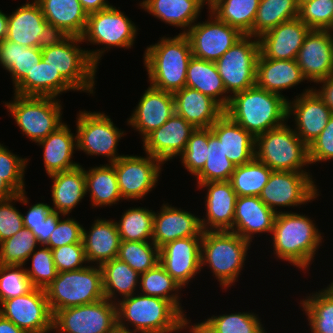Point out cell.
<instances>
[{"label":"cell","instance_id":"obj_1","mask_svg":"<svg viewBox=\"0 0 333 333\" xmlns=\"http://www.w3.org/2000/svg\"><path fill=\"white\" fill-rule=\"evenodd\" d=\"M224 113L256 138L286 124L288 99L255 85L232 95Z\"/></svg>","mask_w":333,"mask_h":333},{"label":"cell","instance_id":"obj_2","mask_svg":"<svg viewBox=\"0 0 333 333\" xmlns=\"http://www.w3.org/2000/svg\"><path fill=\"white\" fill-rule=\"evenodd\" d=\"M137 295V296H136ZM117 329L135 333H172L190 326L186 317L168 300L136 294L118 300ZM126 321L135 329L129 330Z\"/></svg>","mask_w":333,"mask_h":333},{"label":"cell","instance_id":"obj_3","mask_svg":"<svg viewBox=\"0 0 333 333\" xmlns=\"http://www.w3.org/2000/svg\"><path fill=\"white\" fill-rule=\"evenodd\" d=\"M81 42V37L55 36L42 46L41 60L60 72L75 90L92 94L97 64L106 50H83L77 46Z\"/></svg>","mask_w":333,"mask_h":333},{"label":"cell","instance_id":"obj_4","mask_svg":"<svg viewBox=\"0 0 333 333\" xmlns=\"http://www.w3.org/2000/svg\"><path fill=\"white\" fill-rule=\"evenodd\" d=\"M187 36L162 37L146 48L144 65L150 85L165 92L175 93L186 86V71L192 57Z\"/></svg>","mask_w":333,"mask_h":333},{"label":"cell","instance_id":"obj_5","mask_svg":"<svg viewBox=\"0 0 333 333\" xmlns=\"http://www.w3.org/2000/svg\"><path fill=\"white\" fill-rule=\"evenodd\" d=\"M319 232L307 216L281 211L276 215L272 231L274 254L304 271L322 243Z\"/></svg>","mask_w":333,"mask_h":333},{"label":"cell","instance_id":"obj_6","mask_svg":"<svg viewBox=\"0 0 333 333\" xmlns=\"http://www.w3.org/2000/svg\"><path fill=\"white\" fill-rule=\"evenodd\" d=\"M250 245L248 240L230 230L203 231L201 268L207 264L220 285L228 288L236 282Z\"/></svg>","mask_w":333,"mask_h":333},{"label":"cell","instance_id":"obj_7","mask_svg":"<svg viewBox=\"0 0 333 333\" xmlns=\"http://www.w3.org/2000/svg\"><path fill=\"white\" fill-rule=\"evenodd\" d=\"M48 305L54 315L58 310L97 302L103 298L100 266L59 272L45 288Z\"/></svg>","mask_w":333,"mask_h":333},{"label":"cell","instance_id":"obj_8","mask_svg":"<svg viewBox=\"0 0 333 333\" xmlns=\"http://www.w3.org/2000/svg\"><path fill=\"white\" fill-rule=\"evenodd\" d=\"M255 158L273 171L306 172L310 164L308 146L286 124L255 138Z\"/></svg>","mask_w":333,"mask_h":333},{"label":"cell","instance_id":"obj_9","mask_svg":"<svg viewBox=\"0 0 333 333\" xmlns=\"http://www.w3.org/2000/svg\"><path fill=\"white\" fill-rule=\"evenodd\" d=\"M5 107L15 123L35 143L56 131L62 123V106L53 97L22 96L14 94V100Z\"/></svg>","mask_w":333,"mask_h":333},{"label":"cell","instance_id":"obj_10","mask_svg":"<svg viewBox=\"0 0 333 333\" xmlns=\"http://www.w3.org/2000/svg\"><path fill=\"white\" fill-rule=\"evenodd\" d=\"M251 38L243 35L215 62L227 93L234 95L256 85L260 47L258 38Z\"/></svg>","mask_w":333,"mask_h":333},{"label":"cell","instance_id":"obj_11","mask_svg":"<svg viewBox=\"0 0 333 333\" xmlns=\"http://www.w3.org/2000/svg\"><path fill=\"white\" fill-rule=\"evenodd\" d=\"M116 303L103 298L58 310L53 315V330L57 333H114L117 330Z\"/></svg>","mask_w":333,"mask_h":333},{"label":"cell","instance_id":"obj_12","mask_svg":"<svg viewBox=\"0 0 333 333\" xmlns=\"http://www.w3.org/2000/svg\"><path fill=\"white\" fill-rule=\"evenodd\" d=\"M77 149L88 155H103L109 163L116 162L121 156L117 146L124 132L117 128L111 118L101 112L80 111L77 115Z\"/></svg>","mask_w":333,"mask_h":333},{"label":"cell","instance_id":"obj_13","mask_svg":"<svg viewBox=\"0 0 333 333\" xmlns=\"http://www.w3.org/2000/svg\"><path fill=\"white\" fill-rule=\"evenodd\" d=\"M318 190L308 172L272 171L259 198L278 214L275 207L307 204L319 195Z\"/></svg>","mask_w":333,"mask_h":333},{"label":"cell","instance_id":"obj_14","mask_svg":"<svg viewBox=\"0 0 333 333\" xmlns=\"http://www.w3.org/2000/svg\"><path fill=\"white\" fill-rule=\"evenodd\" d=\"M0 306V314L26 333L53 331V314L45 289L33 288L27 294L2 301Z\"/></svg>","mask_w":333,"mask_h":333},{"label":"cell","instance_id":"obj_15","mask_svg":"<svg viewBox=\"0 0 333 333\" xmlns=\"http://www.w3.org/2000/svg\"><path fill=\"white\" fill-rule=\"evenodd\" d=\"M137 28L123 12L114 6L88 14L82 41L112 47L131 48ZM112 46V47H111Z\"/></svg>","mask_w":333,"mask_h":333},{"label":"cell","instance_id":"obj_16","mask_svg":"<svg viewBox=\"0 0 333 333\" xmlns=\"http://www.w3.org/2000/svg\"><path fill=\"white\" fill-rule=\"evenodd\" d=\"M146 155H123L112 163L123 200L144 198L156 186L163 163L150 154Z\"/></svg>","mask_w":333,"mask_h":333},{"label":"cell","instance_id":"obj_17","mask_svg":"<svg viewBox=\"0 0 333 333\" xmlns=\"http://www.w3.org/2000/svg\"><path fill=\"white\" fill-rule=\"evenodd\" d=\"M209 13L211 20L194 23L185 35L194 57L216 62L243 34Z\"/></svg>","mask_w":333,"mask_h":333},{"label":"cell","instance_id":"obj_18","mask_svg":"<svg viewBox=\"0 0 333 333\" xmlns=\"http://www.w3.org/2000/svg\"><path fill=\"white\" fill-rule=\"evenodd\" d=\"M202 236L168 242L159 249V263L184 288L201 271Z\"/></svg>","mask_w":333,"mask_h":333},{"label":"cell","instance_id":"obj_19","mask_svg":"<svg viewBox=\"0 0 333 333\" xmlns=\"http://www.w3.org/2000/svg\"><path fill=\"white\" fill-rule=\"evenodd\" d=\"M32 2L21 5L8 15L6 39L24 47H42L56 35L46 21L40 5L35 0Z\"/></svg>","mask_w":333,"mask_h":333},{"label":"cell","instance_id":"obj_20","mask_svg":"<svg viewBox=\"0 0 333 333\" xmlns=\"http://www.w3.org/2000/svg\"><path fill=\"white\" fill-rule=\"evenodd\" d=\"M292 114L296 124L294 131L309 146L325 129L333 113L311 87L296 96L293 102L288 100V118Z\"/></svg>","mask_w":333,"mask_h":333},{"label":"cell","instance_id":"obj_21","mask_svg":"<svg viewBox=\"0 0 333 333\" xmlns=\"http://www.w3.org/2000/svg\"><path fill=\"white\" fill-rule=\"evenodd\" d=\"M297 64L304 77L317 83L333 74V34L329 30H310L299 49Z\"/></svg>","mask_w":333,"mask_h":333},{"label":"cell","instance_id":"obj_22","mask_svg":"<svg viewBox=\"0 0 333 333\" xmlns=\"http://www.w3.org/2000/svg\"><path fill=\"white\" fill-rule=\"evenodd\" d=\"M195 129L191 123L174 113L161 127L142 140L145 153L164 164L182 154Z\"/></svg>","mask_w":333,"mask_h":333},{"label":"cell","instance_id":"obj_23","mask_svg":"<svg viewBox=\"0 0 333 333\" xmlns=\"http://www.w3.org/2000/svg\"><path fill=\"white\" fill-rule=\"evenodd\" d=\"M310 30L298 17L282 22L258 38L260 54L273 60H295Z\"/></svg>","mask_w":333,"mask_h":333},{"label":"cell","instance_id":"obj_24","mask_svg":"<svg viewBox=\"0 0 333 333\" xmlns=\"http://www.w3.org/2000/svg\"><path fill=\"white\" fill-rule=\"evenodd\" d=\"M198 188H206V218L200 219L203 231L231 230L233 228L237 194L230 181L198 183Z\"/></svg>","mask_w":333,"mask_h":333},{"label":"cell","instance_id":"obj_25","mask_svg":"<svg viewBox=\"0 0 333 333\" xmlns=\"http://www.w3.org/2000/svg\"><path fill=\"white\" fill-rule=\"evenodd\" d=\"M175 113L173 93L149 85L128 119V125L139 131L144 139L161 127Z\"/></svg>","mask_w":333,"mask_h":333},{"label":"cell","instance_id":"obj_26","mask_svg":"<svg viewBox=\"0 0 333 333\" xmlns=\"http://www.w3.org/2000/svg\"><path fill=\"white\" fill-rule=\"evenodd\" d=\"M200 219L188 211L163 204L159 213L154 212L152 241L160 249L176 239L202 236Z\"/></svg>","mask_w":333,"mask_h":333},{"label":"cell","instance_id":"obj_27","mask_svg":"<svg viewBox=\"0 0 333 333\" xmlns=\"http://www.w3.org/2000/svg\"><path fill=\"white\" fill-rule=\"evenodd\" d=\"M276 215L257 196L237 197L233 228L230 231L252 242L256 233H272Z\"/></svg>","mask_w":333,"mask_h":333},{"label":"cell","instance_id":"obj_28","mask_svg":"<svg viewBox=\"0 0 333 333\" xmlns=\"http://www.w3.org/2000/svg\"><path fill=\"white\" fill-rule=\"evenodd\" d=\"M56 36L81 37L88 14L79 0H35Z\"/></svg>","mask_w":333,"mask_h":333},{"label":"cell","instance_id":"obj_29","mask_svg":"<svg viewBox=\"0 0 333 333\" xmlns=\"http://www.w3.org/2000/svg\"><path fill=\"white\" fill-rule=\"evenodd\" d=\"M175 113L195 128H210L223 114L224 108L210 96L184 87L173 93Z\"/></svg>","mask_w":333,"mask_h":333},{"label":"cell","instance_id":"obj_30","mask_svg":"<svg viewBox=\"0 0 333 333\" xmlns=\"http://www.w3.org/2000/svg\"><path fill=\"white\" fill-rule=\"evenodd\" d=\"M210 129L235 166L248 163L255 157V138L227 114L224 113Z\"/></svg>","mask_w":333,"mask_h":333},{"label":"cell","instance_id":"obj_31","mask_svg":"<svg viewBox=\"0 0 333 333\" xmlns=\"http://www.w3.org/2000/svg\"><path fill=\"white\" fill-rule=\"evenodd\" d=\"M120 235L113 220L96 219L90 231L82 229V243L87 263L95 262L101 266L117 258L120 247Z\"/></svg>","mask_w":333,"mask_h":333},{"label":"cell","instance_id":"obj_32","mask_svg":"<svg viewBox=\"0 0 333 333\" xmlns=\"http://www.w3.org/2000/svg\"><path fill=\"white\" fill-rule=\"evenodd\" d=\"M307 80L295 60H273L259 54L257 60L256 85L279 95Z\"/></svg>","mask_w":333,"mask_h":333},{"label":"cell","instance_id":"obj_33","mask_svg":"<svg viewBox=\"0 0 333 333\" xmlns=\"http://www.w3.org/2000/svg\"><path fill=\"white\" fill-rule=\"evenodd\" d=\"M38 145L44 149L43 162L48 176L80 165L71 160L74 150H77L76 135L74 136L65 123L39 141Z\"/></svg>","mask_w":333,"mask_h":333},{"label":"cell","instance_id":"obj_34","mask_svg":"<svg viewBox=\"0 0 333 333\" xmlns=\"http://www.w3.org/2000/svg\"><path fill=\"white\" fill-rule=\"evenodd\" d=\"M49 177L53 180L52 210L67 216L86 195L84 168L79 165L71 170L51 174Z\"/></svg>","mask_w":333,"mask_h":333},{"label":"cell","instance_id":"obj_35","mask_svg":"<svg viewBox=\"0 0 333 333\" xmlns=\"http://www.w3.org/2000/svg\"><path fill=\"white\" fill-rule=\"evenodd\" d=\"M204 3L203 0H143L139 6L163 22L183 28L185 34L199 17Z\"/></svg>","mask_w":333,"mask_h":333},{"label":"cell","instance_id":"obj_36","mask_svg":"<svg viewBox=\"0 0 333 333\" xmlns=\"http://www.w3.org/2000/svg\"><path fill=\"white\" fill-rule=\"evenodd\" d=\"M76 91L50 64L40 60L31 73L14 88L17 95L57 98L62 92Z\"/></svg>","mask_w":333,"mask_h":333},{"label":"cell","instance_id":"obj_37","mask_svg":"<svg viewBox=\"0 0 333 333\" xmlns=\"http://www.w3.org/2000/svg\"><path fill=\"white\" fill-rule=\"evenodd\" d=\"M186 87L210 96L224 109L229 104L231 95H225L228 93L215 62L192 56L186 71Z\"/></svg>","mask_w":333,"mask_h":333},{"label":"cell","instance_id":"obj_38","mask_svg":"<svg viewBox=\"0 0 333 333\" xmlns=\"http://www.w3.org/2000/svg\"><path fill=\"white\" fill-rule=\"evenodd\" d=\"M86 194L90 193L92 206L102 207L117 204L122 199L117 175L112 163L85 170Z\"/></svg>","mask_w":333,"mask_h":333},{"label":"cell","instance_id":"obj_39","mask_svg":"<svg viewBox=\"0 0 333 333\" xmlns=\"http://www.w3.org/2000/svg\"><path fill=\"white\" fill-rule=\"evenodd\" d=\"M42 47H24L7 39L0 43V64L12 76L16 87L41 60Z\"/></svg>","mask_w":333,"mask_h":333},{"label":"cell","instance_id":"obj_40","mask_svg":"<svg viewBox=\"0 0 333 333\" xmlns=\"http://www.w3.org/2000/svg\"><path fill=\"white\" fill-rule=\"evenodd\" d=\"M254 313L238 312L212 316L190 326L191 333H267Z\"/></svg>","mask_w":333,"mask_h":333},{"label":"cell","instance_id":"obj_41","mask_svg":"<svg viewBox=\"0 0 333 333\" xmlns=\"http://www.w3.org/2000/svg\"><path fill=\"white\" fill-rule=\"evenodd\" d=\"M102 270L103 292L106 299L116 302V293L123 298L135 294L140 274L124 261L114 258L100 266ZM115 300V301H114Z\"/></svg>","mask_w":333,"mask_h":333},{"label":"cell","instance_id":"obj_42","mask_svg":"<svg viewBox=\"0 0 333 333\" xmlns=\"http://www.w3.org/2000/svg\"><path fill=\"white\" fill-rule=\"evenodd\" d=\"M260 0H215L210 12L247 35L253 28Z\"/></svg>","mask_w":333,"mask_h":333},{"label":"cell","instance_id":"obj_43","mask_svg":"<svg viewBox=\"0 0 333 333\" xmlns=\"http://www.w3.org/2000/svg\"><path fill=\"white\" fill-rule=\"evenodd\" d=\"M297 0H260L252 30L247 34L259 38L285 21L297 18Z\"/></svg>","mask_w":333,"mask_h":333},{"label":"cell","instance_id":"obj_44","mask_svg":"<svg viewBox=\"0 0 333 333\" xmlns=\"http://www.w3.org/2000/svg\"><path fill=\"white\" fill-rule=\"evenodd\" d=\"M330 284L300 302L311 333H333V282Z\"/></svg>","mask_w":333,"mask_h":333},{"label":"cell","instance_id":"obj_45","mask_svg":"<svg viewBox=\"0 0 333 333\" xmlns=\"http://www.w3.org/2000/svg\"><path fill=\"white\" fill-rule=\"evenodd\" d=\"M272 171L254 157L250 162L236 166L229 181L238 197H259Z\"/></svg>","mask_w":333,"mask_h":333},{"label":"cell","instance_id":"obj_46","mask_svg":"<svg viewBox=\"0 0 333 333\" xmlns=\"http://www.w3.org/2000/svg\"><path fill=\"white\" fill-rule=\"evenodd\" d=\"M139 284L141 294L160 297L170 301L186 317L180 306V297L177 294L182 287L166 272L160 263L145 273L140 274Z\"/></svg>","mask_w":333,"mask_h":333},{"label":"cell","instance_id":"obj_47","mask_svg":"<svg viewBox=\"0 0 333 333\" xmlns=\"http://www.w3.org/2000/svg\"><path fill=\"white\" fill-rule=\"evenodd\" d=\"M207 160L203 169L195 176L198 183L229 181L236 166L226 157L222 144L208 128Z\"/></svg>","mask_w":333,"mask_h":333},{"label":"cell","instance_id":"obj_48","mask_svg":"<svg viewBox=\"0 0 333 333\" xmlns=\"http://www.w3.org/2000/svg\"><path fill=\"white\" fill-rule=\"evenodd\" d=\"M115 222L122 241H152L154 211L134 207L126 210Z\"/></svg>","mask_w":333,"mask_h":333},{"label":"cell","instance_id":"obj_49","mask_svg":"<svg viewBox=\"0 0 333 333\" xmlns=\"http://www.w3.org/2000/svg\"><path fill=\"white\" fill-rule=\"evenodd\" d=\"M117 258L142 274L159 263V248L153 241L121 240Z\"/></svg>","mask_w":333,"mask_h":333},{"label":"cell","instance_id":"obj_50","mask_svg":"<svg viewBox=\"0 0 333 333\" xmlns=\"http://www.w3.org/2000/svg\"><path fill=\"white\" fill-rule=\"evenodd\" d=\"M38 245L34 234L23 227L0 243V265H24Z\"/></svg>","mask_w":333,"mask_h":333},{"label":"cell","instance_id":"obj_51","mask_svg":"<svg viewBox=\"0 0 333 333\" xmlns=\"http://www.w3.org/2000/svg\"><path fill=\"white\" fill-rule=\"evenodd\" d=\"M24 268L23 265H0V303L34 288Z\"/></svg>","mask_w":333,"mask_h":333},{"label":"cell","instance_id":"obj_52","mask_svg":"<svg viewBox=\"0 0 333 333\" xmlns=\"http://www.w3.org/2000/svg\"><path fill=\"white\" fill-rule=\"evenodd\" d=\"M41 247L29 256L32 257V265L30 269L25 268V271L34 288L45 289L56 278L58 272L51 249L44 245Z\"/></svg>","mask_w":333,"mask_h":333},{"label":"cell","instance_id":"obj_53","mask_svg":"<svg viewBox=\"0 0 333 333\" xmlns=\"http://www.w3.org/2000/svg\"><path fill=\"white\" fill-rule=\"evenodd\" d=\"M208 148V128H196L180 155L183 166L192 175L196 176L203 169Z\"/></svg>","mask_w":333,"mask_h":333},{"label":"cell","instance_id":"obj_54","mask_svg":"<svg viewBox=\"0 0 333 333\" xmlns=\"http://www.w3.org/2000/svg\"><path fill=\"white\" fill-rule=\"evenodd\" d=\"M298 18L311 30H333V0H312L299 6Z\"/></svg>","mask_w":333,"mask_h":333},{"label":"cell","instance_id":"obj_55","mask_svg":"<svg viewBox=\"0 0 333 333\" xmlns=\"http://www.w3.org/2000/svg\"><path fill=\"white\" fill-rule=\"evenodd\" d=\"M28 159L19 157L6 146L0 149V176L17 194L25 191V168Z\"/></svg>","mask_w":333,"mask_h":333},{"label":"cell","instance_id":"obj_56","mask_svg":"<svg viewBox=\"0 0 333 333\" xmlns=\"http://www.w3.org/2000/svg\"><path fill=\"white\" fill-rule=\"evenodd\" d=\"M25 193L24 191L12 198L0 200V243L12 237L24 227L22 213L11 202L14 200L27 204L29 200Z\"/></svg>","mask_w":333,"mask_h":333},{"label":"cell","instance_id":"obj_57","mask_svg":"<svg viewBox=\"0 0 333 333\" xmlns=\"http://www.w3.org/2000/svg\"><path fill=\"white\" fill-rule=\"evenodd\" d=\"M57 272L78 270L87 262L83 243H72L51 249Z\"/></svg>","mask_w":333,"mask_h":333},{"label":"cell","instance_id":"obj_58","mask_svg":"<svg viewBox=\"0 0 333 333\" xmlns=\"http://www.w3.org/2000/svg\"><path fill=\"white\" fill-rule=\"evenodd\" d=\"M82 229L83 226L73 218L60 219L45 246L55 249L72 243H82Z\"/></svg>","mask_w":333,"mask_h":333},{"label":"cell","instance_id":"obj_59","mask_svg":"<svg viewBox=\"0 0 333 333\" xmlns=\"http://www.w3.org/2000/svg\"><path fill=\"white\" fill-rule=\"evenodd\" d=\"M308 148L310 164L333 160V114L330 116L325 129Z\"/></svg>","mask_w":333,"mask_h":333},{"label":"cell","instance_id":"obj_60","mask_svg":"<svg viewBox=\"0 0 333 333\" xmlns=\"http://www.w3.org/2000/svg\"><path fill=\"white\" fill-rule=\"evenodd\" d=\"M58 212L52 211L45 220L38 226H24L28 228L36 237L38 244L46 245L49 241L50 234L55 229L58 221L61 219Z\"/></svg>","mask_w":333,"mask_h":333},{"label":"cell","instance_id":"obj_61","mask_svg":"<svg viewBox=\"0 0 333 333\" xmlns=\"http://www.w3.org/2000/svg\"><path fill=\"white\" fill-rule=\"evenodd\" d=\"M52 207L44 203L32 205L23 217L24 226H38L52 212Z\"/></svg>","mask_w":333,"mask_h":333},{"label":"cell","instance_id":"obj_62","mask_svg":"<svg viewBox=\"0 0 333 333\" xmlns=\"http://www.w3.org/2000/svg\"><path fill=\"white\" fill-rule=\"evenodd\" d=\"M323 83L321 90L314 89L333 113V74L317 82Z\"/></svg>","mask_w":333,"mask_h":333},{"label":"cell","instance_id":"obj_63","mask_svg":"<svg viewBox=\"0 0 333 333\" xmlns=\"http://www.w3.org/2000/svg\"><path fill=\"white\" fill-rule=\"evenodd\" d=\"M87 14L98 12L111 7L106 0H79Z\"/></svg>","mask_w":333,"mask_h":333},{"label":"cell","instance_id":"obj_64","mask_svg":"<svg viewBox=\"0 0 333 333\" xmlns=\"http://www.w3.org/2000/svg\"><path fill=\"white\" fill-rule=\"evenodd\" d=\"M0 333H26L0 314Z\"/></svg>","mask_w":333,"mask_h":333},{"label":"cell","instance_id":"obj_65","mask_svg":"<svg viewBox=\"0 0 333 333\" xmlns=\"http://www.w3.org/2000/svg\"><path fill=\"white\" fill-rule=\"evenodd\" d=\"M16 195L17 193L0 176V200H6Z\"/></svg>","mask_w":333,"mask_h":333},{"label":"cell","instance_id":"obj_66","mask_svg":"<svg viewBox=\"0 0 333 333\" xmlns=\"http://www.w3.org/2000/svg\"><path fill=\"white\" fill-rule=\"evenodd\" d=\"M8 28V15L0 10V43L6 39Z\"/></svg>","mask_w":333,"mask_h":333},{"label":"cell","instance_id":"obj_67","mask_svg":"<svg viewBox=\"0 0 333 333\" xmlns=\"http://www.w3.org/2000/svg\"><path fill=\"white\" fill-rule=\"evenodd\" d=\"M309 1H312V0H297L299 6H300L301 4H303V3H305V2H309Z\"/></svg>","mask_w":333,"mask_h":333},{"label":"cell","instance_id":"obj_68","mask_svg":"<svg viewBox=\"0 0 333 333\" xmlns=\"http://www.w3.org/2000/svg\"><path fill=\"white\" fill-rule=\"evenodd\" d=\"M205 2V5L208 4L211 5L215 0H203Z\"/></svg>","mask_w":333,"mask_h":333},{"label":"cell","instance_id":"obj_69","mask_svg":"<svg viewBox=\"0 0 333 333\" xmlns=\"http://www.w3.org/2000/svg\"><path fill=\"white\" fill-rule=\"evenodd\" d=\"M114 333H135V332H126V331L117 329Z\"/></svg>","mask_w":333,"mask_h":333}]
</instances>
